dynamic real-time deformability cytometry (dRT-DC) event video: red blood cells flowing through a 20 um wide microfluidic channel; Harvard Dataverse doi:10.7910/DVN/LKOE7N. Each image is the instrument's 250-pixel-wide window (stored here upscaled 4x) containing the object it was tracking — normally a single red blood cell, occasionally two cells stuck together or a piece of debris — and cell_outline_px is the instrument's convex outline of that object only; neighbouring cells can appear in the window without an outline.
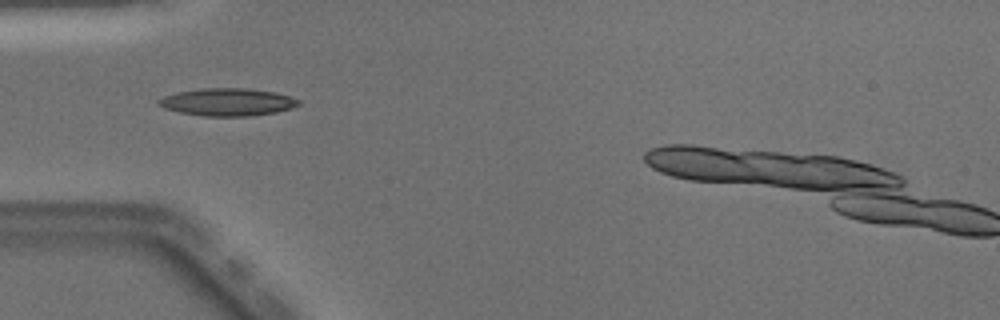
{"species": "Egyptian fruit bat (a non-hibernating species)", "species_latin": "Rousettus aegyptiacus", "temperature_condition": "warm", "stored_images_in_passage": 5, "camera_frame_rate_fps": 3000, "um_per_image_px": 0.085, "animal": {"sex": "male"}, "frame": {"image": 1, "passage_image": 3, "time_ms": 0.667, "image_size_px": [1000, 320], "cell_outline_px": [[300, 104], [292, 108], [276, 112], [248, 116], [204, 116], [180, 112], [164, 108], [156, 104], [156, 100], [164, 96], [176, 92], [200, 88], [248, 88], [276, 92], [300, 100]], "centroid_in_image_um": [19.31, 8.67], "position_along_channel_um": 65.7, "area_um2": 22.6}}